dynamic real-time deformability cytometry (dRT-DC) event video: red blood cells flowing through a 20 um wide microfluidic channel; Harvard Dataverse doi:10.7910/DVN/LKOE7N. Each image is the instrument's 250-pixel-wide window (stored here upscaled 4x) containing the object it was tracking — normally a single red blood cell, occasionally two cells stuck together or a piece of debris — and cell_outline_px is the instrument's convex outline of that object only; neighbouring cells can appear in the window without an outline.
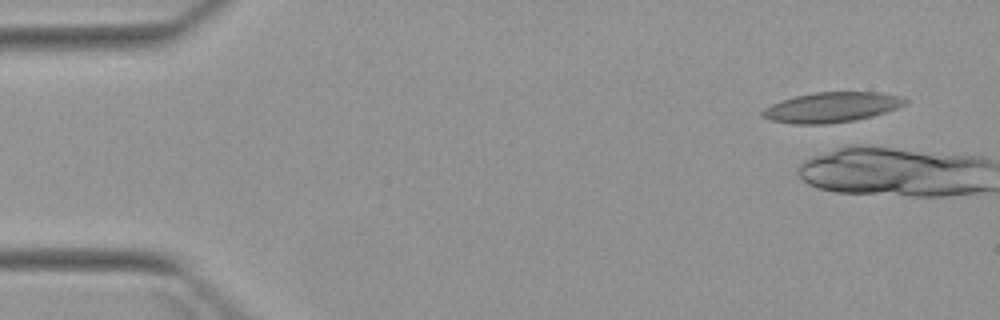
{"species": "Egyptian fruit bat (a non-hibernating species)", "species_latin": "Rousettus aegyptiacus", "temperature_condition": "warm", "stored_images_in_passage": 5, "camera_frame_rate_fps": 3000, "um_per_image_px": 0.085, "animal": {"sex": "female"}, "frame": {"image": 1, "passage_image": 1, "time_ms": 0.0, "image_size_px": [1000, 320], "cell_outline_px": [[908, 104], [872, 116], [856, 120], [824, 124], [792, 124], [772, 120], [760, 116], [760, 112], [764, 108], [772, 104], [796, 96], [816, 92], [880, 92], [896, 96], [908, 100]], "centroid_in_image_um": [70.67, 9.12], "position_along_channel_um": 14.3, "area_um2": 24.85}}